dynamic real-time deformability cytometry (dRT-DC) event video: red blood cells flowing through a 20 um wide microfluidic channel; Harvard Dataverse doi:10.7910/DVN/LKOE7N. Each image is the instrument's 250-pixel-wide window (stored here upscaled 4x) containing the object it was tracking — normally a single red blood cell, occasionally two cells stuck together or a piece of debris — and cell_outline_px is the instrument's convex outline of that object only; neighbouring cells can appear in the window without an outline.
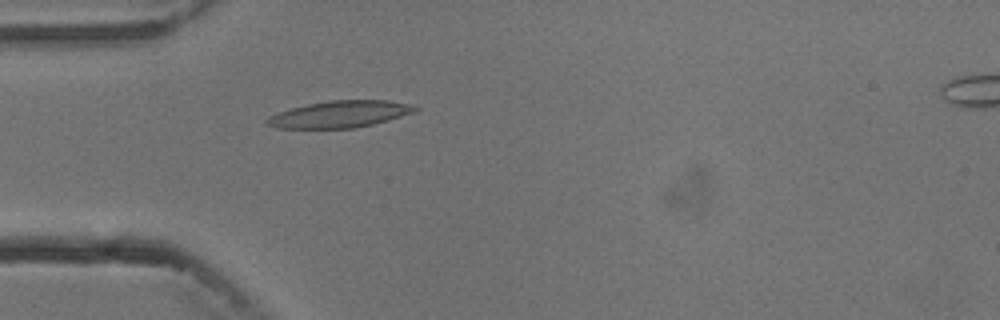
{"species": "common noctule bat (a hibernating species)", "species_latin": "Nyctalus noctula", "temperature_condition": "cold", "stored_images_in_passage": 1, "camera_frame_rate_fps": 3000, "um_per_image_px": 0.085, "animal": {"sex": "male", "body_mass_g": 13.3}, "frame": {"image": 1, "passage_image": 1, "time_ms": 0.0, "image_size_px": [1000, 320], "cell_outline_px": [[420, 108], [416, 112], [388, 120], [356, 128], [276, 128], [264, 124], [264, 120], [268, 116], [292, 108], [308, 104], [328, 100], [388, 100], [412, 104]], "centroid_in_image_um": [28.9, 9.7], "position_along_channel_um": 56.1, "area_um2": 23.24}}